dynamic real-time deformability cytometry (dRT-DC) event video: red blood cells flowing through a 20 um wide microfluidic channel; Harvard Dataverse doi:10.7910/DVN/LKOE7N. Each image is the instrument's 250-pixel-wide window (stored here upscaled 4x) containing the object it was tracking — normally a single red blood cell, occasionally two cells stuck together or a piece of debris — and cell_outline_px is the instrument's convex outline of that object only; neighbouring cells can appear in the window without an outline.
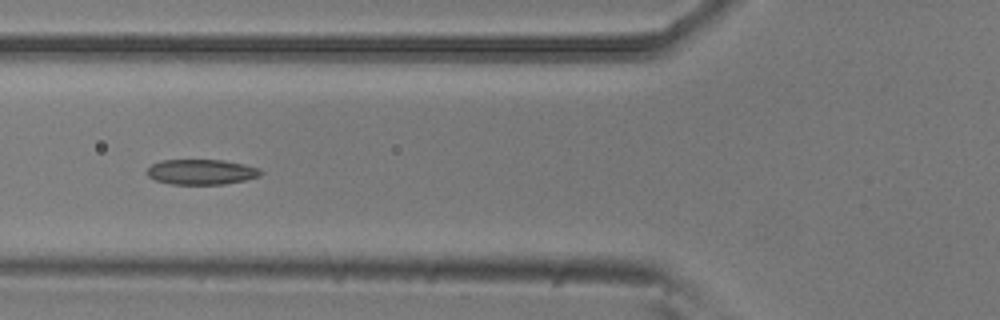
{"species": "common noctule bat (a hibernating species)", "species_latin": "Nyctalus noctula", "temperature_condition": "room temperature", "stored_images_in_passage": 6, "camera_frame_rate_fps": 3000, "um_per_image_px": 0.085, "animal": {"sex": "male", "body_mass_g": 20.5, "forearm_length_mm": 52.5}, "frame": {"image": 1, "passage_image": 6, "time_ms": 1.667, "image_size_px": [1000, 320], "cell_outline_px": [[264, 172], [260, 176], [244, 180], [224, 184], [172, 184], [156, 180], [148, 176], [148, 168], [152, 164], [160, 160], [224, 160], [244, 164], [260, 168]], "centroid_in_image_um": [17.15, 14.61], "position_along_channel_um": 108.6, "area_um2": 16.7}}